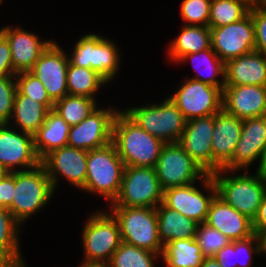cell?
<instances>
[{"label": "cell", "instance_id": "7", "mask_svg": "<svg viewBox=\"0 0 266 267\" xmlns=\"http://www.w3.org/2000/svg\"><path fill=\"white\" fill-rule=\"evenodd\" d=\"M163 201L155 168L125 166L118 197L110 206L153 207Z\"/></svg>", "mask_w": 266, "mask_h": 267}, {"label": "cell", "instance_id": "25", "mask_svg": "<svg viewBox=\"0 0 266 267\" xmlns=\"http://www.w3.org/2000/svg\"><path fill=\"white\" fill-rule=\"evenodd\" d=\"M70 127L58 113L49 110L44 123L33 135L37 157L42 160L51 151L66 146Z\"/></svg>", "mask_w": 266, "mask_h": 267}, {"label": "cell", "instance_id": "15", "mask_svg": "<svg viewBox=\"0 0 266 267\" xmlns=\"http://www.w3.org/2000/svg\"><path fill=\"white\" fill-rule=\"evenodd\" d=\"M68 64V55L56 42H52L30 71L42 82L54 102L68 95Z\"/></svg>", "mask_w": 266, "mask_h": 267}, {"label": "cell", "instance_id": "48", "mask_svg": "<svg viewBox=\"0 0 266 267\" xmlns=\"http://www.w3.org/2000/svg\"><path fill=\"white\" fill-rule=\"evenodd\" d=\"M79 267H111L109 262H86L83 261V264Z\"/></svg>", "mask_w": 266, "mask_h": 267}, {"label": "cell", "instance_id": "51", "mask_svg": "<svg viewBox=\"0 0 266 267\" xmlns=\"http://www.w3.org/2000/svg\"><path fill=\"white\" fill-rule=\"evenodd\" d=\"M0 267H25V264L23 261H21V262L11 264V265H2Z\"/></svg>", "mask_w": 266, "mask_h": 267}, {"label": "cell", "instance_id": "35", "mask_svg": "<svg viewBox=\"0 0 266 267\" xmlns=\"http://www.w3.org/2000/svg\"><path fill=\"white\" fill-rule=\"evenodd\" d=\"M159 254L122 242L113 253L109 264L111 267H155L153 260Z\"/></svg>", "mask_w": 266, "mask_h": 267}, {"label": "cell", "instance_id": "40", "mask_svg": "<svg viewBox=\"0 0 266 267\" xmlns=\"http://www.w3.org/2000/svg\"><path fill=\"white\" fill-rule=\"evenodd\" d=\"M249 13L254 23L255 50L266 56V6L257 5Z\"/></svg>", "mask_w": 266, "mask_h": 267}, {"label": "cell", "instance_id": "26", "mask_svg": "<svg viewBox=\"0 0 266 267\" xmlns=\"http://www.w3.org/2000/svg\"><path fill=\"white\" fill-rule=\"evenodd\" d=\"M158 219V233L163 245L178 239H192L196 236L198 223L185 217L163 202L156 207Z\"/></svg>", "mask_w": 266, "mask_h": 267}, {"label": "cell", "instance_id": "6", "mask_svg": "<svg viewBox=\"0 0 266 267\" xmlns=\"http://www.w3.org/2000/svg\"><path fill=\"white\" fill-rule=\"evenodd\" d=\"M123 112L143 130L165 144L178 143L187 122L169 97L160 104L128 108Z\"/></svg>", "mask_w": 266, "mask_h": 267}, {"label": "cell", "instance_id": "13", "mask_svg": "<svg viewBox=\"0 0 266 267\" xmlns=\"http://www.w3.org/2000/svg\"><path fill=\"white\" fill-rule=\"evenodd\" d=\"M210 30L211 47L224 63L255 50L254 23L250 13L238 22Z\"/></svg>", "mask_w": 266, "mask_h": 267}, {"label": "cell", "instance_id": "21", "mask_svg": "<svg viewBox=\"0 0 266 267\" xmlns=\"http://www.w3.org/2000/svg\"><path fill=\"white\" fill-rule=\"evenodd\" d=\"M222 109L242 120L265 116L266 86H224Z\"/></svg>", "mask_w": 266, "mask_h": 267}, {"label": "cell", "instance_id": "46", "mask_svg": "<svg viewBox=\"0 0 266 267\" xmlns=\"http://www.w3.org/2000/svg\"><path fill=\"white\" fill-rule=\"evenodd\" d=\"M201 267H221L214 257H204Z\"/></svg>", "mask_w": 266, "mask_h": 267}, {"label": "cell", "instance_id": "17", "mask_svg": "<svg viewBox=\"0 0 266 267\" xmlns=\"http://www.w3.org/2000/svg\"><path fill=\"white\" fill-rule=\"evenodd\" d=\"M87 155L88 151L86 150L66 145L51 151L41 160L54 190L59 174L75 187L84 188L87 173Z\"/></svg>", "mask_w": 266, "mask_h": 267}, {"label": "cell", "instance_id": "14", "mask_svg": "<svg viewBox=\"0 0 266 267\" xmlns=\"http://www.w3.org/2000/svg\"><path fill=\"white\" fill-rule=\"evenodd\" d=\"M117 109L96 108L78 125L71 126L68 144L86 151L106 146L112 142V127Z\"/></svg>", "mask_w": 266, "mask_h": 267}, {"label": "cell", "instance_id": "19", "mask_svg": "<svg viewBox=\"0 0 266 267\" xmlns=\"http://www.w3.org/2000/svg\"><path fill=\"white\" fill-rule=\"evenodd\" d=\"M214 115L187 120L178 143L207 173L212 174Z\"/></svg>", "mask_w": 266, "mask_h": 267}, {"label": "cell", "instance_id": "5", "mask_svg": "<svg viewBox=\"0 0 266 267\" xmlns=\"http://www.w3.org/2000/svg\"><path fill=\"white\" fill-rule=\"evenodd\" d=\"M118 221L122 242L162 255L156 208L111 206Z\"/></svg>", "mask_w": 266, "mask_h": 267}, {"label": "cell", "instance_id": "9", "mask_svg": "<svg viewBox=\"0 0 266 267\" xmlns=\"http://www.w3.org/2000/svg\"><path fill=\"white\" fill-rule=\"evenodd\" d=\"M112 41L96 34H87L80 38L74 47L69 63L97 71L108 82L119 70V51Z\"/></svg>", "mask_w": 266, "mask_h": 267}, {"label": "cell", "instance_id": "36", "mask_svg": "<svg viewBox=\"0 0 266 267\" xmlns=\"http://www.w3.org/2000/svg\"><path fill=\"white\" fill-rule=\"evenodd\" d=\"M17 91L38 103L44 104L49 110L53 109L54 101L49 97L42 82L29 72H21L15 75Z\"/></svg>", "mask_w": 266, "mask_h": 267}, {"label": "cell", "instance_id": "30", "mask_svg": "<svg viewBox=\"0 0 266 267\" xmlns=\"http://www.w3.org/2000/svg\"><path fill=\"white\" fill-rule=\"evenodd\" d=\"M161 257L167 267H201L204 259L195 238L167 242Z\"/></svg>", "mask_w": 266, "mask_h": 267}, {"label": "cell", "instance_id": "34", "mask_svg": "<svg viewBox=\"0 0 266 267\" xmlns=\"http://www.w3.org/2000/svg\"><path fill=\"white\" fill-rule=\"evenodd\" d=\"M250 8L237 0H211L209 28L235 23L246 17Z\"/></svg>", "mask_w": 266, "mask_h": 267}, {"label": "cell", "instance_id": "8", "mask_svg": "<svg viewBox=\"0 0 266 267\" xmlns=\"http://www.w3.org/2000/svg\"><path fill=\"white\" fill-rule=\"evenodd\" d=\"M86 262H109L122 243L118 221L106 212L93 213L82 231Z\"/></svg>", "mask_w": 266, "mask_h": 267}, {"label": "cell", "instance_id": "12", "mask_svg": "<svg viewBox=\"0 0 266 267\" xmlns=\"http://www.w3.org/2000/svg\"><path fill=\"white\" fill-rule=\"evenodd\" d=\"M200 181L202 187L210 190L211 194L205 196L193 183L164 190L162 202L198 224L206 222L210 204L217 195V190L211 174L206 173Z\"/></svg>", "mask_w": 266, "mask_h": 267}, {"label": "cell", "instance_id": "53", "mask_svg": "<svg viewBox=\"0 0 266 267\" xmlns=\"http://www.w3.org/2000/svg\"><path fill=\"white\" fill-rule=\"evenodd\" d=\"M265 197H266V176H264Z\"/></svg>", "mask_w": 266, "mask_h": 267}, {"label": "cell", "instance_id": "37", "mask_svg": "<svg viewBox=\"0 0 266 267\" xmlns=\"http://www.w3.org/2000/svg\"><path fill=\"white\" fill-rule=\"evenodd\" d=\"M195 240L204 257H213L221 248L231 242L219 230L210 227L205 222L198 225Z\"/></svg>", "mask_w": 266, "mask_h": 267}, {"label": "cell", "instance_id": "33", "mask_svg": "<svg viewBox=\"0 0 266 267\" xmlns=\"http://www.w3.org/2000/svg\"><path fill=\"white\" fill-rule=\"evenodd\" d=\"M95 99L84 96L66 95L54 102L53 110L58 113L69 126L78 125L96 109Z\"/></svg>", "mask_w": 266, "mask_h": 267}, {"label": "cell", "instance_id": "16", "mask_svg": "<svg viewBox=\"0 0 266 267\" xmlns=\"http://www.w3.org/2000/svg\"><path fill=\"white\" fill-rule=\"evenodd\" d=\"M266 151V117L247 118L243 120L241 137L236 145L233 157L222 167L226 172L249 167L259 159L260 168Z\"/></svg>", "mask_w": 266, "mask_h": 267}, {"label": "cell", "instance_id": "11", "mask_svg": "<svg viewBox=\"0 0 266 267\" xmlns=\"http://www.w3.org/2000/svg\"><path fill=\"white\" fill-rule=\"evenodd\" d=\"M223 91L201 81L189 79L169 98L186 120L217 114L222 109Z\"/></svg>", "mask_w": 266, "mask_h": 267}, {"label": "cell", "instance_id": "1", "mask_svg": "<svg viewBox=\"0 0 266 267\" xmlns=\"http://www.w3.org/2000/svg\"><path fill=\"white\" fill-rule=\"evenodd\" d=\"M112 143L125 166L154 168L165 143L150 135L124 112L119 111L112 127Z\"/></svg>", "mask_w": 266, "mask_h": 267}, {"label": "cell", "instance_id": "20", "mask_svg": "<svg viewBox=\"0 0 266 267\" xmlns=\"http://www.w3.org/2000/svg\"><path fill=\"white\" fill-rule=\"evenodd\" d=\"M243 120L221 109L214 114V131L212 135V173L222 167L233 157L236 145L241 137Z\"/></svg>", "mask_w": 266, "mask_h": 267}, {"label": "cell", "instance_id": "47", "mask_svg": "<svg viewBox=\"0 0 266 267\" xmlns=\"http://www.w3.org/2000/svg\"><path fill=\"white\" fill-rule=\"evenodd\" d=\"M259 242H260V247H261V253L266 254V228L263 229L259 234Z\"/></svg>", "mask_w": 266, "mask_h": 267}, {"label": "cell", "instance_id": "45", "mask_svg": "<svg viewBox=\"0 0 266 267\" xmlns=\"http://www.w3.org/2000/svg\"><path fill=\"white\" fill-rule=\"evenodd\" d=\"M255 234L266 228V197L263 198L255 219L252 221Z\"/></svg>", "mask_w": 266, "mask_h": 267}, {"label": "cell", "instance_id": "42", "mask_svg": "<svg viewBox=\"0 0 266 267\" xmlns=\"http://www.w3.org/2000/svg\"><path fill=\"white\" fill-rule=\"evenodd\" d=\"M15 191V172L7 173L0 179V206L9 208L12 205Z\"/></svg>", "mask_w": 266, "mask_h": 267}, {"label": "cell", "instance_id": "3", "mask_svg": "<svg viewBox=\"0 0 266 267\" xmlns=\"http://www.w3.org/2000/svg\"><path fill=\"white\" fill-rule=\"evenodd\" d=\"M124 168V162L112 142L89 150L83 190L100 194L113 203L121 189Z\"/></svg>", "mask_w": 266, "mask_h": 267}, {"label": "cell", "instance_id": "22", "mask_svg": "<svg viewBox=\"0 0 266 267\" xmlns=\"http://www.w3.org/2000/svg\"><path fill=\"white\" fill-rule=\"evenodd\" d=\"M0 32L9 42L12 66L16 74L29 72L34 64L53 41H40L33 33L17 27H3Z\"/></svg>", "mask_w": 266, "mask_h": 267}, {"label": "cell", "instance_id": "29", "mask_svg": "<svg viewBox=\"0 0 266 267\" xmlns=\"http://www.w3.org/2000/svg\"><path fill=\"white\" fill-rule=\"evenodd\" d=\"M19 225L9 209L0 206V266L23 261L18 242Z\"/></svg>", "mask_w": 266, "mask_h": 267}, {"label": "cell", "instance_id": "52", "mask_svg": "<svg viewBox=\"0 0 266 267\" xmlns=\"http://www.w3.org/2000/svg\"><path fill=\"white\" fill-rule=\"evenodd\" d=\"M8 171L4 168V166L0 163V179L4 177Z\"/></svg>", "mask_w": 266, "mask_h": 267}, {"label": "cell", "instance_id": "23", "mask_svg": "<svg viewBox=\"0 0 266 267\" xmlns=\"http://www.w3.org/2000/svg\"><path fill=\"white\" fill-rule=\"evenodd\" d=\"M205 223L219 230L231 241L247 239L255 234L252 220L225 203L217 195L210 204Z\"/></svg>", "mask_w": 266, "mask_h": 267}, {"label": "cell", "instance_id": "50", "mask_svg": "<svg viewBox=\"0 0 266 267\" xmlns=\"http://www.w3.org/2000/svg\"><path fill=\"white\" fill-rule=\"evenodd\" d=\"M262 176H266V151L264 153L260 168L258 169Z\"/></svg>", "mask_w": 266, "mask_h": 267}, {"label": "cell", "instance_id": "44", "mask_svg": "<svg viewBox=\"0 0 266 267\" xmlns=\"http://www.w3.org/2000/svg\"><path fill=\"white\" fill-rule=\"evenodd\" d=\"M213 257L217 260L221 267H237L234 241H231L226 247L221 248Z\"/></svg>", "mask_w": 266, "mask_h": 267}, {"label": "cell", "instance_id": "38", "mask_svg": "<svg viewBox=\"0 0 266 267\" xmlns=\"http://www.w3.org/2000/svg\"><path fill=\"white\" fill-rule=\"evenodd\" d=\"M210 4L211 0H183L180 14L188 22L185 25L208 26Z\"/></svg>", "mask_w": 266, "mask_h": 267}, {"label": "cell", "instance_id": "18", "mask_svg": "<svg viewBox=\"0 0 266 267\" xmlns=\"http://www.w3.org/2000/svg\"><path fill=\"white\" fill-rule=\"evenodd\" d=\"M7 126L9 123L0 124V163L9 173L25 170H16L15 166H25L26 170L37 167L41 160L34 150L33 135Z\"/></svg>", "mask_w": 266, "mask_h": 267}, {"label": "cell", "instance_id": "31", "mask_svg": "<svg viewBox=\"0 0 266 267\" xmlns=\"http://www.w3.org/2000/svg\"><path fill=\"white\" fill-rule=\"evenodd\" d=\"M188 59L193 62L194 68L198 70V72L200 73L198 74L199 76L197 75V77H193L191 79L201 81L203 83H206V84H209L215 87H219L223 91L224 86H225V63L218 57V55L215 53L212 47L207 48L197 53H191V54L185 55L179 60V62L187 61ZM201 65H202V69H205L206 71L208 70L207 71L209 73L208 75H204L201 73L202 69H199L201 68ZM218 75L219 76L221 75L222 77L221 82L218 79H216Z\"/></svg>", "mask_w": 266, "mask_h": 267}, {"label": "cell", "instance_id": "10", "mask_svg": "<svg viewBox=\"0 0 266 267\" xmlns=\"http://www.w3.org/2000/svg\"><path fill=\"white\" fill-rule=\"evenodd\" d=\"M154 168L163 191L193 184L206 174L179 143L165 144Z\"/></svg>", "mask_w": 266, "mask_h": 267}, {"label": "cell", "instance_id": "49", "mask_svg": "<svg viewBox=\"0 0 266 267\" xmlns=\"http://www.w3.org/2000/svg\"><path fill=\"white\" fill-rule=\"evenodd\" d=\"M247 5L250 9L256 7L257 5L263 4V0H237Z\"/></svg>", "mask_w": 266, "mask_h": 267}, {"label": "cell", "instance_id": "32", "mask_svg": "<svg viewBox=\"0 0 266 267\" xmlns=\"http://www.w3.org/2000/svg\"><path fill=\"white\" fill-rule=\"evenodd\" d=\"M108 81L97 71L68 64L67 87L68 95L84 96L95 99L93 96L101 85Z\"/></svg>", "mask_w": 266, "mask_h": 267}, {"label": "cell", "instance_id": "41", "mask_svg": "<svg viewBox=\"0 0 266 267\" xmlns=\"http://www.w3.org/2000/svg\"><path fill=\"white\" fill-rule=\"evenodd\" d=\"M253 243H255V244L257 243V244L255 246H253ZM234 249L236 250V258L237 257H240V258L243 257V254L246 258V260L242 259V260H244L242 262H241V260L239 261L237 258V261H238L237 267H251L252 255H254L252 253H255V254L261 253V247H260L258 235L254 234L247 239L234 241Z\"/></svg>", "mask_w": 266, "mask_h": 267}, {"label": "cell", "instance_id": "2", "mask_svg": "<svg viewBox=\"0 0 266 267\" xmlns=\"http://www.w3.org/2000/svg\"><path fill=\"white\" fill-rule=\"evenodd\" d=\"M224 173L226 170L222 168L211 174L217 196L253 221L265 197L264 176L258 170L254 176L247 171L234 177L224 176Z\"/></svg>", "mask_w": 266, "mask_h": 267}, {"label": "cell", "instance_id": "28", "mask_svg": "<svg viewBox=\"0 0 266 267\" xmlns=\"http://www.w3.org/2000/svg\"><path fill=\"white\" fill-rule=\"evenodd\" d=\"M48 111L44 104L16 91L11 118H14V123L16 122L21 132L34 135L44 123Z\"/></svg>", "mask_w": 266, "mask_h": 267}, {"label": "cell", "instance_id": "24", "mask_svg": "<svg viewBox=\"0 0 266 267\" xmlns=\"http://www.w3.org/2000/svg\"><path fill=\"white\" fill-rule=\"evenodd\" d=\"M266 86V56L256 50L225 63V86Z\"/></svg>", "mask_w": 266, "mask_h": 267}, {"label": "cell", "instance_id": "4", "mask_svg": "<svg viewBox=\"0 0 266 267\" xmlns=\"http://www.w3.org/2000/svg\"><path fill=\"white\" fill-rule=\"evenodd\" d=\"M53 193L51 180L41 163L30 170L16 171L14 197L8 209L21 224L44 207Z\"/></svg>", "mask_w": 266, "mask_h": 267}, {"label": "cell", "instance_id": "27", "mask_svg": "<svg viewBox=\"0 0 266 267\" xmlns=\"http://www.w3.org/2000/svg\"><path fill=\"white\" fill-rule=\"evenodd\" d=\"M211 48V30L208 26L184 25L181 34L169 45L168 55L178 62L183 56Z\"/></svg>", "mask_w": 266, "mask_h": 267}, {"label": "cell", "instance_id": "39", "mask_svg": "<svg viewBox=\"0 0 266 267\" xmlns=\"http://www.w3.org/2000/svg\"><path fill=\"white\" fill-rule=\"evenodd\" d=\"M15 75L0 76V124L10 121L17 91Z\"/></svg>", "mask_w": 266, "mask_h": 267}, {"label": "cell", "instance_id": "43", "mask_svg": "<svg viewBox=\"0 0 266 267\" xmlns=\"http://www.w3.org/2000/svg\"><path fill=\"white\" fill-rule=\"evenodd\" d=\"M16 75L12 66L11 49L8 40L0 32V76Z\"/></svg>", "mask_w": 266, "mask_h": 267}]
</instances>
